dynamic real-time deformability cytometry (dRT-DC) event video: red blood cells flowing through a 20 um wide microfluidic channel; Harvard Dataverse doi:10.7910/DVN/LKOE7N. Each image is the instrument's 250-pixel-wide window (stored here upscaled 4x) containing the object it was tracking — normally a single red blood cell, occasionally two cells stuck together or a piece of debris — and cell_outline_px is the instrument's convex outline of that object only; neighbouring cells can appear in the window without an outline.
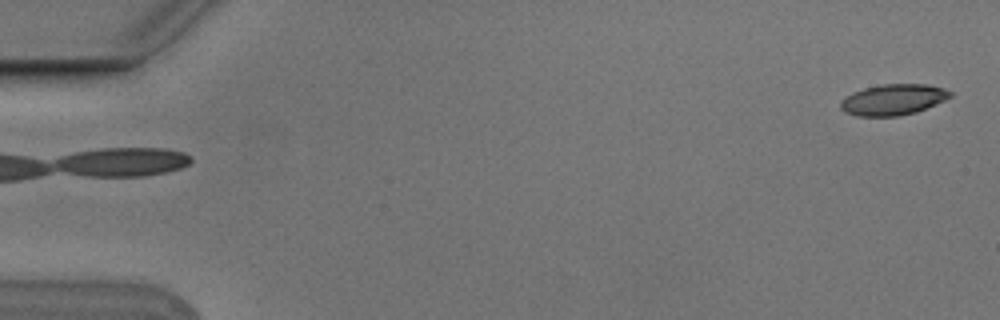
{"species": "Egyptian fruit bat (a non-hibernating species)", "species_latin": "Rousettus aegyptiacus", "temperature_condition": "cold", "stored_images_in_passage": 6, "camera_frame_rate_fps": 3000, "um_per_image_px": 0.085, "animal": {"sex": "male"}, "frame": {"image": 1, "passage_image": 1, "time_ms": 0.0, "image_size_px": [1000, 320], "cell_outline_px": [[952, 96], [936, 104], [916, 112], [896, 116], [856, 116], [844, 112], [840, 108], [840, 100], [852, 92], [864, 88], [880, 84], [928, 84], [944, 88], [952, 92]], "centroid_in_image_um": [75.9, 8.46], "position_along_channel_um": 9.1, "area_um2": 19.88}}
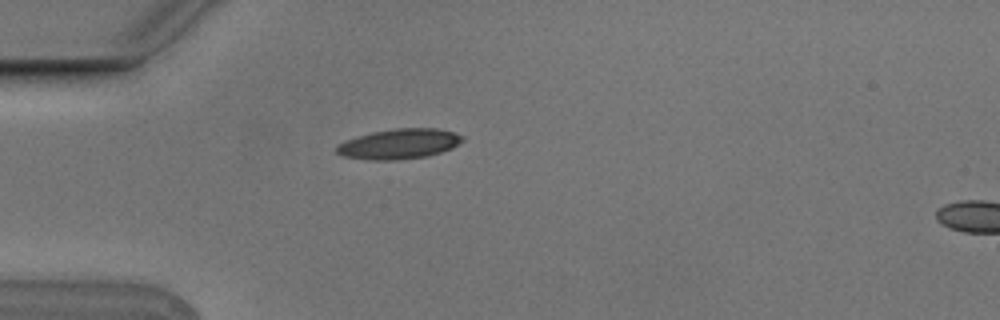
{"frame": {"image": 2, "passage_image": 5, "time_ms": 1.333, "image_size_px": [1000, 320], "cell_outline_px": [[464, 140], [452, 148], [428, 156], [396, 160], [368, 160], [344, 156], [336, 152], [336, 144], [344, 140], [372, 132], [396, 128], [436, 128], [452, 132], [464, 136]], "centroid_in_image_um": [33.91, 12.23], "position_along_channel_um": 51.1, "area_um2": 22.14}}